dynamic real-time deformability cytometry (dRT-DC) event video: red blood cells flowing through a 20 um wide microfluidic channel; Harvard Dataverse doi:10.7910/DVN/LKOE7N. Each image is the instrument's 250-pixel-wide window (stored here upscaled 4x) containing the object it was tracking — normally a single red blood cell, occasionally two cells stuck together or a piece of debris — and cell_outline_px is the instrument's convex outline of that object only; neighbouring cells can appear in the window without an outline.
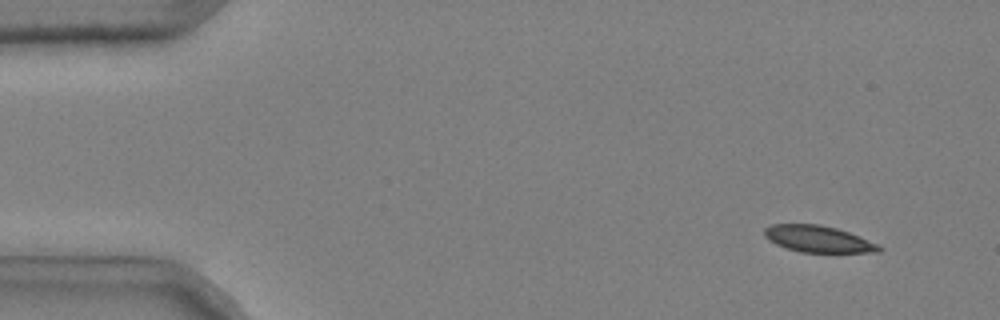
{"species": "common noctule bat (a hibernating species)", "species_latin": "Nyctalus noctula", "temperature_condition": "cold", "stored_images_in_passage": 52, "camera_frame_rate_fps": 3000, "um_per_image_px": 0.085, "animal": {"sex": "male", "body_mass_g": 20.4}, "frame": {"image": 1, "passage_image": 5, "time_ms": 1.333, "image_size_px": [1000, 320], "cell_outline_px": [[884, 248], [880, 252], [800, 252], [776, 244], [764, 236], [764, 228], [772, 224], [820, 224], [836, 228], [848, 232], [880, 244]], "centroid_in_image_um": [69.57, 20.31], "position_along_channel_um": 15.4, "area_um2": 17.74}}
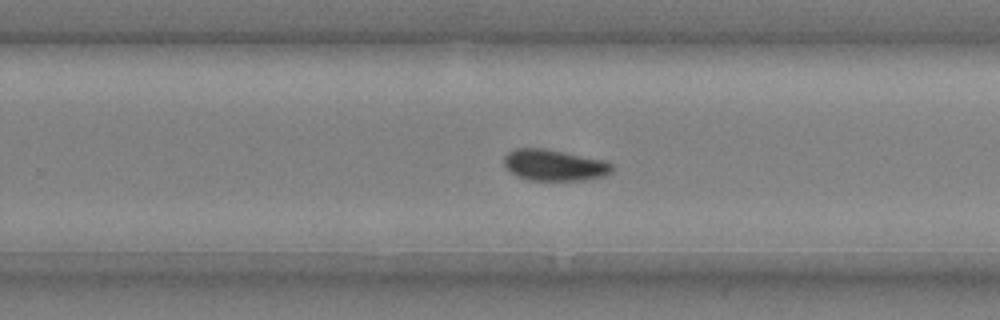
{"frame": {"image": 2, "passage_image": 35, "time_ms": 11.333, "image_size_px": [1000, 320], "cell_outline_px": [[612, 172], [604, 176], [588, 180], [528, 180], [516, 176], [504, 164], [504, 156], [512, 148], [544, 148], [608, 160], [612, 164]], "centroid_in_image_um": [47.15, 14.03], "position_along_channel_um": 282.7, "area_um2": 19.94}}
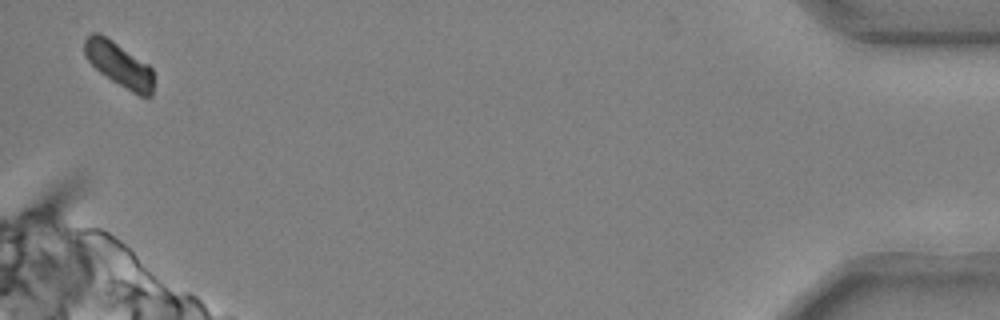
{"frame": {"image": 3, "passage_image": 52, "time_ms": 17.0, "image_size_px": [1000, 320], "cell_outline_px": [[152, 96], [148, 100], [132, 92], [112, 80], [100, 72], [88, 60], [84, 52], [84, 40], [92, 32], [100, 32], [148, 64], [152, 68]], "centroid_in_image_um": [10.13, 5.48], "position_along_channel_um": 425.1, "area_um2": 17.8}, "authors_computed_cell_mechanics": {"area_um2": 19.5075, "velocity_mm_per_s": 3.6832, "shape_relaxation_time_tau1_ms": 4.881, "shape_relaxation_time_tau2_ms": 4.4379, "deformation_change_tau1": 0.1318, "deformation_change_tau2": 0.0683}}